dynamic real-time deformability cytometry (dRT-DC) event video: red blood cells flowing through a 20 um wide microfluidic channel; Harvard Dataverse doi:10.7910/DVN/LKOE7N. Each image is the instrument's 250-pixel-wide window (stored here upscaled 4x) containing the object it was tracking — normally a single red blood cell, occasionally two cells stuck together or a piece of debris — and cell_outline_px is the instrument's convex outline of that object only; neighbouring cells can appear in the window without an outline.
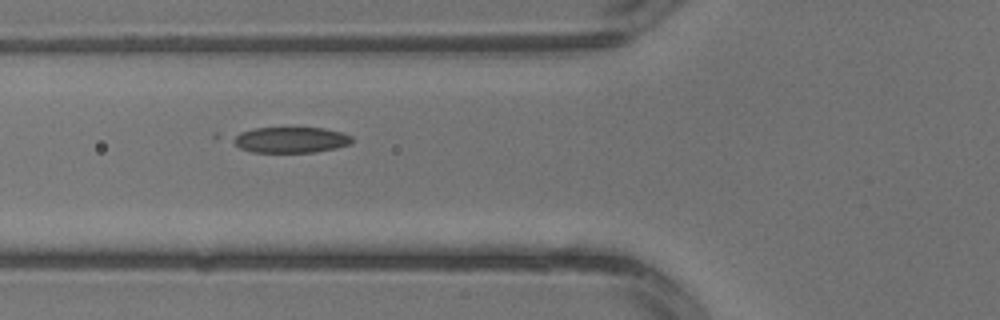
{"species": "common noctule bat (a hibernating species)", "species_latin": "Nyctalus noctula", "temperature_condition": "warm", "stored_images_in_passage": 3, "camera_frame_rate_fps": 3000, "um_per_image_px": 0.085, "animal": {"sex": "male", "body_mass_g": 13.3}, "frame": {"image": 1, "passage_image": 3, "time_ms": 0.667, "image_size_px": [1000, 320], "cell_outline_px": [[352, 144], [336, 148], [316, 152], [252, 152], [240, 148], [232, 140], [232, 136], [240, 132], [256, 128], [324, 128], [340, 132], [352, 136]], "centroid_in_image_um": [24.72, 11.89], "position_along_channel_um": 101.1, "area_um2": 17.86}}